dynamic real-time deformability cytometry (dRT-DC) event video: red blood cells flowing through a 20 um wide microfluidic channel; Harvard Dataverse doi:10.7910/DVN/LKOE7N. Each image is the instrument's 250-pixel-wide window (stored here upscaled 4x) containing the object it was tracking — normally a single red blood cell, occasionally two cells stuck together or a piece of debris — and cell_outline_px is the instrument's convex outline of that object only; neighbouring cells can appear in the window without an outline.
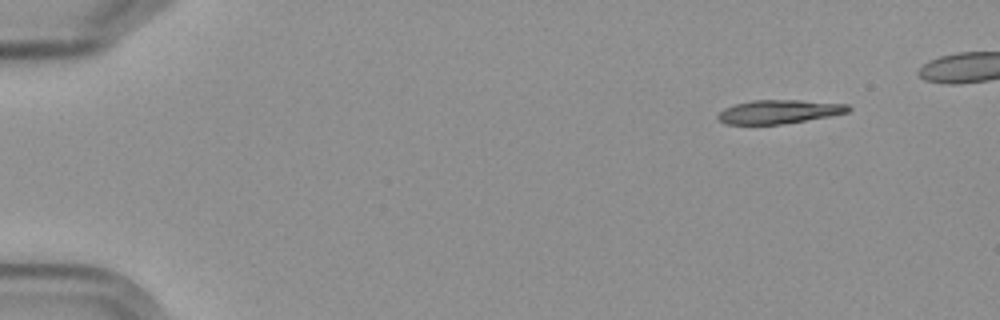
{"species": "Egyptian fruit bat (a non-hibernating species)", "species_latin": "Rousettus aegyptiacus", "temperature_condition": "cold", "stored_images_in_passage": 5, "camera_frame_rate_fps": 3000, "um_per_image_px": 0.085, "frame": {"image": 1, "passage_image": 1, "time_ms": 0.0, "image_size_px": [1000, 320], "cell_outline_px": [[852, 108], [848, 112], [828, 116], [780, 124], [724, 124], [716, 116], [724, 108], [736, 104], [752, 100], [800, 100], [848, 104]], "centroid_in_image_um": [66.2, 9.49], "position_along_channel_um": 18.8, "area_um2": 17.8}}